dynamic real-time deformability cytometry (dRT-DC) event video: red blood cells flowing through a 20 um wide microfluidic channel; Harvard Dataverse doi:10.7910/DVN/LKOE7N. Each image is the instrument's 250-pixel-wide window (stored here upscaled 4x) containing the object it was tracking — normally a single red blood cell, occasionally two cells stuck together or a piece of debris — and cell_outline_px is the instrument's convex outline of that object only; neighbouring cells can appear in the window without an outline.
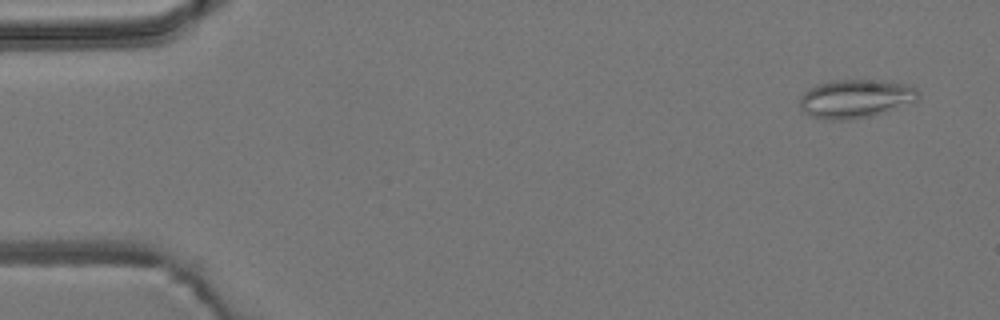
{"species": "common noctule bat (a hibernating species)", "species_latin": "Nyctalus noctula", "temperature_condition": "room temperature", "stored_images_in_passage": 5, "camera_frame_rate_fps": 3000, "um_per_image_px": 0.085, "animal": {"sex": "male", "body_mass_g": 19.2, "forearm_length_mm": 51.8}, "frame": {"image": 1, "passage_image": 1, "time_ms": 0.0, "image_size_px": [1000, 320], "cell_outline_px": [[916, 100], [872, 116], [848, 120], [824, 120], [812, 116], [804, 112], [800, 108], [800, 96], [808, 88], [816, 84], [832, 80], [880, 80], [912, 84], [916, 88]], "centroid_in_image_um": [72.66, 8.38], "position_along_channel_um": 12.3, "area_um2": 26.65}}